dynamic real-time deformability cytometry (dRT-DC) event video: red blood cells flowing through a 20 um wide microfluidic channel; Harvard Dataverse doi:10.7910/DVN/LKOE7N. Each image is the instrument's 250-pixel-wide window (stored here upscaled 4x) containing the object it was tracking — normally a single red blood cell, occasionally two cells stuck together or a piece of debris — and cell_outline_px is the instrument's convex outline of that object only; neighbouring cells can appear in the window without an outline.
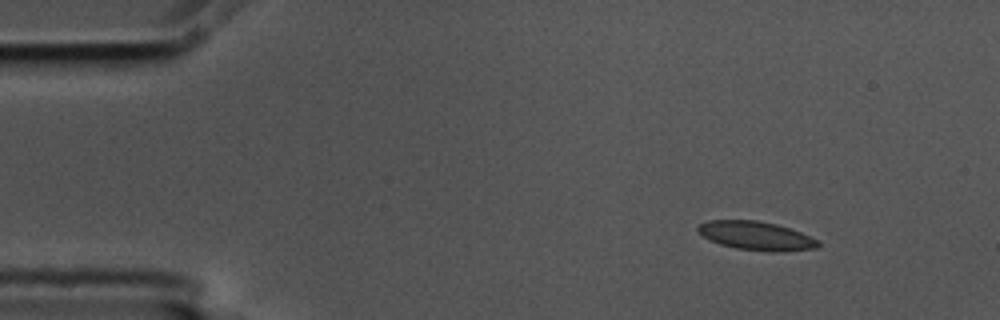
{"species": "common noctule bat (a hibernating species)", "species_latin": "Nyctalus noctula", "temperature_condition": "cold", "stored_images_in_passage": 4, "segment_of_instrument_passage": [1, 2], "camera_frame_rate_fps": 3000, "um_per_image_px": 0.085, "animal": {"sex": "male", "body_mass_g": 17.5, "forearm_length_mm": 52.3}, "frame": {"image": 1, "passage_image": 1, "time_ms": 0.0, "image_size_px": [1000, 320], "cell_outline_px": [[820, 244], [816, 248], [776, 252], [768, 252], [736, 248], [720, 244], [704, 236], [696, 228], [700, 224], [708, 220], [756, 220], [776, 224], [800, 232], [816, 240]], "centroid_in_image_um": [64.26, 20.04], "position_along_channel_um": 20.7, "area_um2": 19.77}}